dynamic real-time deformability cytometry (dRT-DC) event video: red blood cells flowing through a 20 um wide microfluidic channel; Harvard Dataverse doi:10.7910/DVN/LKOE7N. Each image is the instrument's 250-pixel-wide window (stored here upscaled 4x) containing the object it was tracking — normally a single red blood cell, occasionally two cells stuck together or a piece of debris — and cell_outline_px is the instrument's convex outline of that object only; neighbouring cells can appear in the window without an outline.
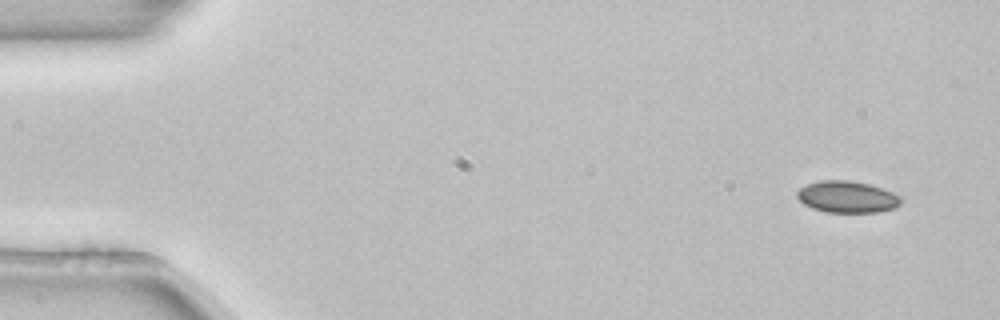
{"species": "common noctule bat (a hibernating species)", "species_latin": "Nyctalus noctula", "temperature_condition": "room temperature", "stored_images_in_passage": 4, "camera_frame_rate_fps": 3000, "um_per_image_px": 0.085, "animal": {"sex": "female", "body_mass_g": 22.7, "forearm_length_mm": 54.2}, "frame": {"image": 1, "passage_image": 1, "time_ms": 0.0, "image_size_px": [1000, 320], "cell_outline_px": [[900, 204], [896, 208], [880, 212], [828, 212], [812, 208], [804, 204], [796, 196], [796, 192], [800, 188], [808, 184], [820, 180], [848, 180], [868, 184], [892, 192], [900, 196]], "centroid_in_image_um": [72.0, 16.74], "position_along_channel_um": 13.0, "area_um2": 19.07}}
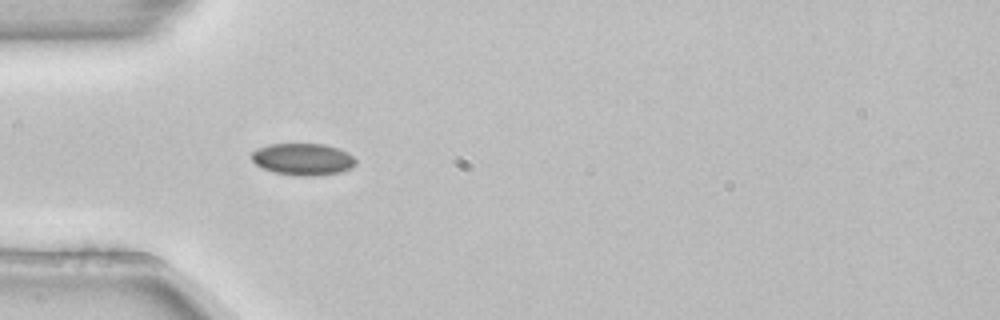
{"frame": {"image": 2, "passage_image": 4, "time_ms": 1.0, "image_size_px": [1000, 320], "cell_outline_px": [[356, 164], [352, 168], [340, 172], [312, 176], [300, 176], [276, 172], [264, 168], [256, 164], [252, 160], [252, 152], [256, 148], [268, 144], [324, 144], [348, 152], [356, 160]], "centroid_in_image_um": [25.76, 13.53], "position_along_channel_um": 59.2, "area_um2": 19.25}}